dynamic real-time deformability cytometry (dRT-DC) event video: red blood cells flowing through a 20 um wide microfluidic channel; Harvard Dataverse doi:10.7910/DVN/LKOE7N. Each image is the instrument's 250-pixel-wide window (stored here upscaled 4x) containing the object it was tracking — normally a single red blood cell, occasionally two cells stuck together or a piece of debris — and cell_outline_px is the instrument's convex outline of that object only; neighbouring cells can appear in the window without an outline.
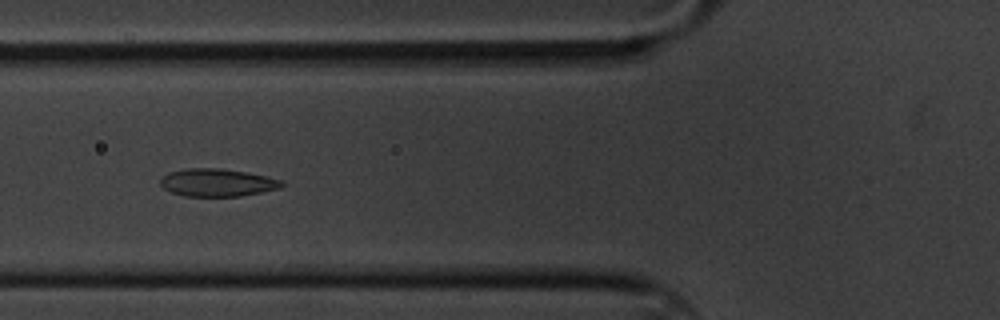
{"species": "common noctule bat (a hibernating species)", "species_latin": "Nyctalus noctula", "temperature_condition": "cold", "stored_images_in_passage": 6, "camera_frame_rate_fps": 3000, "um_per_image_px": 0.085, "animal": {"sex": "male", "body_mass_g": 20.1, "forearm_length_mm": 53.5}, "frame": {"image": 1, "passage_image": 6, "time_ms": 1.667, "image_size_px": [1000, 320], "cell_outline_px": [[284, 184], [280, 188], [240, 196], [184, 196], [172, 192], [164, 188], [160, 184], [160, 180], [168, 172], [184, 168], [220, 168], [248, 172], [268, 176], [280, 180]], "centroid_in_image_um": [18.46, 15.51], "position_along_channel_um": 107.3, "area_um2": 19.59}}